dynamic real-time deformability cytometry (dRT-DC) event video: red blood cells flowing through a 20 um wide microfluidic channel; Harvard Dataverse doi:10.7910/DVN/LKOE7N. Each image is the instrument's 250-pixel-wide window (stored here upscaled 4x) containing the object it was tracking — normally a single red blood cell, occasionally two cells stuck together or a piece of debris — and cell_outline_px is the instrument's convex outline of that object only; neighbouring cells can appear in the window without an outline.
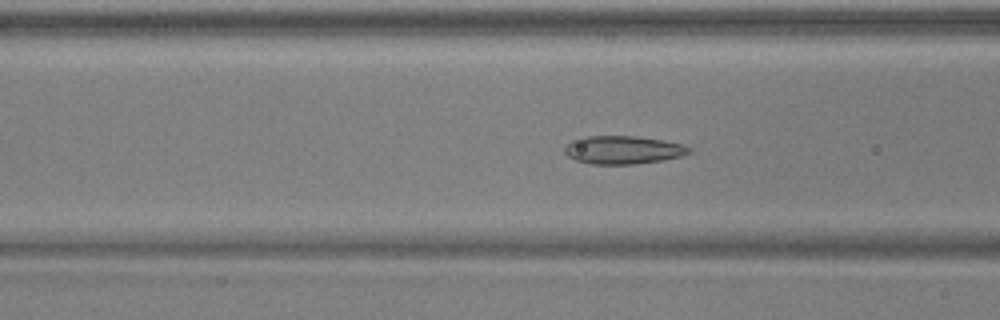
{"species": "common noctule bat (a hibernating species)", "species_latin": "Nyctalus noctula", "temperature_condition": "warm", "stored_images_in_passage": 52, "camera_frame_rate_fps": 3000, "um_per_image_px": 0.085, "animal": {"sex": "male", "body_mass_g": 17.9, "forearm_length_mm": 54.2}, "frame": {"image": 1, "passage_image": 21, "time_ms": 6.667, "image_size_px": [1000, 320], "cell_outline_px": [[692, 152], [680, 156], [664, 160], [632, 164], [588, 164], [576, 160], [568, 156], [564, 152], [564, 148], [572, 140], [584, 136], [636, 136], [664, 140], [684, 144], [692, 148]], "centroid_in_image_um": [52.98, 12.74], "position_along_channel_um": 113.6, "area_um2": 20.58}}
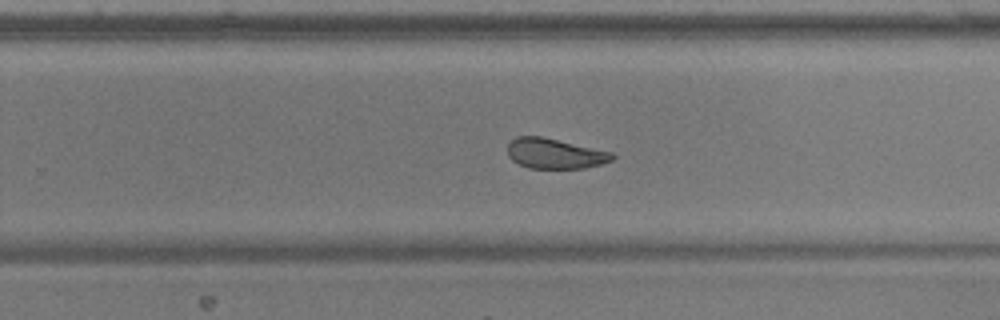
{"frame": {"image": 2, "passage_image": 34, "time_ms": 11.0, "image_size_px": [1000, 320], "cell_outline_px": [[616, 156], [612, 160], [600, 164], [584, 168], [528, 168], [512, 160], [508, 156], [508, 144], [516, 136], [540, 136], [612, 152]], "centroid_in_image_um": [47.15, 13.05], "position_along_channel_um": 282.7, "area_um2": 18.26}}
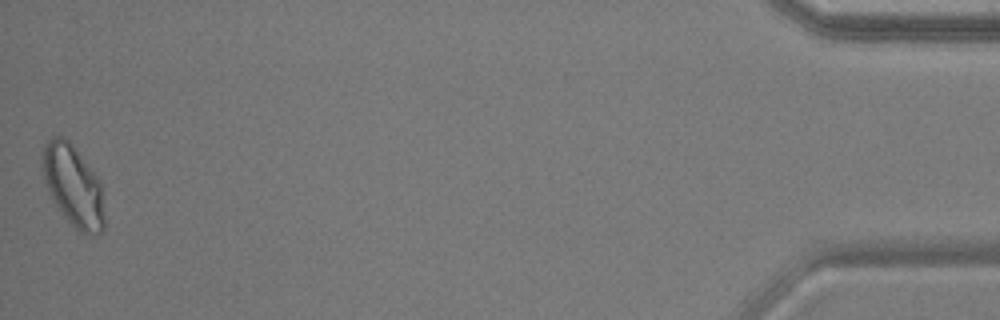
{"frame": {"image": 3, "passage_image": 52, "time_ms": 17.0, "image_size_px": [1000, 320], "cell_outline_px": [[104, 228], [96, 236], [88, 236], [80, 232], [64, 216], [52, 200], [48, 192], [44, 180], [40, 156], [44, 144], [52, 136], [64, 136], [72, 144], [100, 180], [104, 220]], "centroid_in_image_um": [6.19, 15.78], "position_along_channel_um": 429.0, "area_um2": 29.54}, "authors_computed_cell_mechanics": {"area_um2": 21.386, "velocity_mm_per_s": 3.9056, "shape_relaxation_time_tau1_ms": 5.7876, "shape_relaxation_time_tau2_ms": 1.5523, "deformation_change_tau1": 0.1352, "deformation_change_tau2": 0.0547}}